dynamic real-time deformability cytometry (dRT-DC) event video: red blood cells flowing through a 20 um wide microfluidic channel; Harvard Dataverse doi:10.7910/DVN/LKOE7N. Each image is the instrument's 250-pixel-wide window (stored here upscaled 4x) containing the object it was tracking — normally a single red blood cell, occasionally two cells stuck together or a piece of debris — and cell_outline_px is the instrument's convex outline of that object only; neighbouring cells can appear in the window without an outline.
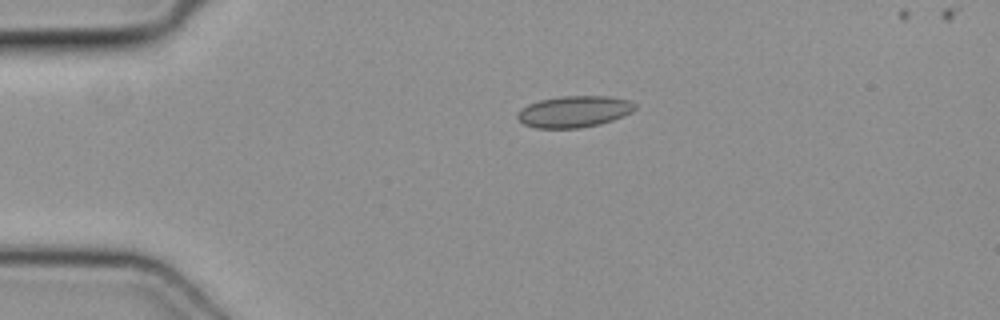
{"species": "common noctule bat (a hibernating species)", "species_latin": "Nyctalus noctula", "temperature_condition": "cold", "stored_images_in_passage": 3, "camera_frame_rate_fps": 3000, "um_per_image_px": 0.085, "animal": {"sex": "female", "body_mass_g": 19.3, "forearm_length_mm": 54.1}, "frame": {"image": 1, "passage_image": 3, "time_ms": 0.667, "image_size_px": [1000, 320], "cell_outline_px": [[636, 108], [632, 112], [612, 120], [600, 124], [580, 128], [536, 128], [524, 124], [516, 116], [528, 104], [540, 100], [560, 96], [608, 96], [628, 100], [636, 104]], "centroid_in_image_um": [48.83, 9.48], "position_along_channel_um": 36.2, "area_um2": 21.39}}